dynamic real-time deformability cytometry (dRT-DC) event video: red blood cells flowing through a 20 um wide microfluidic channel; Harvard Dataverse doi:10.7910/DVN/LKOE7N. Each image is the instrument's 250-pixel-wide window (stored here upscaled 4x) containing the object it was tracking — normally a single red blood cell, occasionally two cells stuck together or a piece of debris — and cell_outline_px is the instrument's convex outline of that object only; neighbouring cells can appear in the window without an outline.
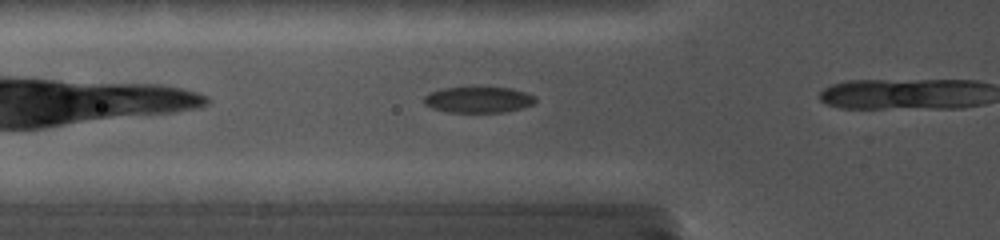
{"species": "common noctule bat (a hibernating species)", "species_latin": "Nyctalus noctula", "temperature_condition": "cold", "stored_images_in_passage": 14, "camera_frame_rate_fps": 5000, "um_per_image_px": 0.085, "animal": {"sex": "female", "body_mass_g": 19.0, "forearm_length_mm": 56.7}, "frame": {"image": 1, "passage_image": 3, "time_ms": 1.4, "image_size_px": [1000, 240], "cell_outline_px": [[536, 100], [532, 104], [520, 108], [504, 112], [448, 112], [432, 108], [424, 104], [424, 96], [432, 92], [444, 88], [512, 88], [536, 96]], "centroid_in_image_um": [40.66, 8.48], "position_along_channel_um": 85.1, "area_um2": 16.59}}